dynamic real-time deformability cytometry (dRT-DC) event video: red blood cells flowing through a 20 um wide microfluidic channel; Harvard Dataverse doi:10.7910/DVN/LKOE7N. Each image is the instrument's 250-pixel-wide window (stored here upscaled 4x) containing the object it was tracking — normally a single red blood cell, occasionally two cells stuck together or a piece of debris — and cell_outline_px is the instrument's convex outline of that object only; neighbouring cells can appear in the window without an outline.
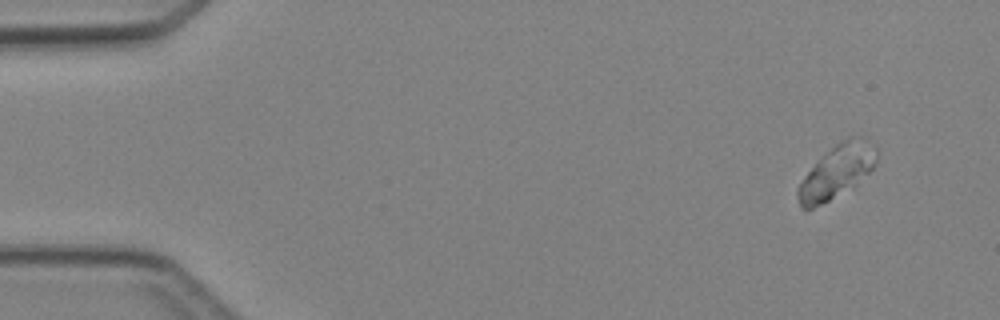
{"species": "Egyptian fruit bat (a non-hibernating species)", "species_latin": "Rousettus aegyptiacus", "temperature_condition": "cold", "stored_images_in_passage": 3, "camera_frame_rate_fps": 3000, "um_per_image_px": 0.085, "animal": {"sex": "female"}, "frame": {"image": 1, "passage_image": 1, "time_ms": 0.0, "image_size_px": [1000, 320], "cell_outline_px": [[876, 164], [856, 184], [828, 200], [812, 208], [800, 208], [796, 196], [796, 188], [804, 176], [816, 160], [840, 140], [848, 136], [852, 136], [876, 148]], "centroid_in_image_um": [71.04, 14.6], "position_along_channel_um": 14.0, "area_um2": 23.81}}
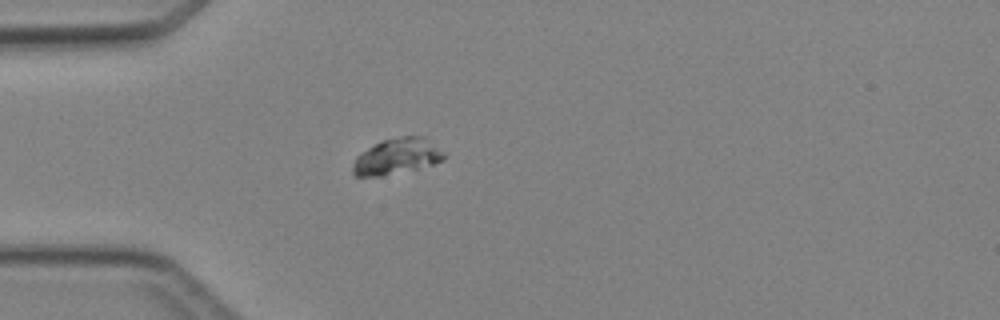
{"frame": {"image": 2, "passage_image": 3, "time_ms": 3.333, "image_size_px": [1000, 320], "cell_outline_px": [[444, 160], [432, 164], [416, 168], [380, 176], [356, 176], [352, 172], [352, 168], [356, 156], [360, 152], [380, 140], [404, 136], [424, 136], [444, 152]], "centroid_in_image_um": [33.7, 13.27], "position_along_channel_um": 51.3, "area_um2": 18.9}}